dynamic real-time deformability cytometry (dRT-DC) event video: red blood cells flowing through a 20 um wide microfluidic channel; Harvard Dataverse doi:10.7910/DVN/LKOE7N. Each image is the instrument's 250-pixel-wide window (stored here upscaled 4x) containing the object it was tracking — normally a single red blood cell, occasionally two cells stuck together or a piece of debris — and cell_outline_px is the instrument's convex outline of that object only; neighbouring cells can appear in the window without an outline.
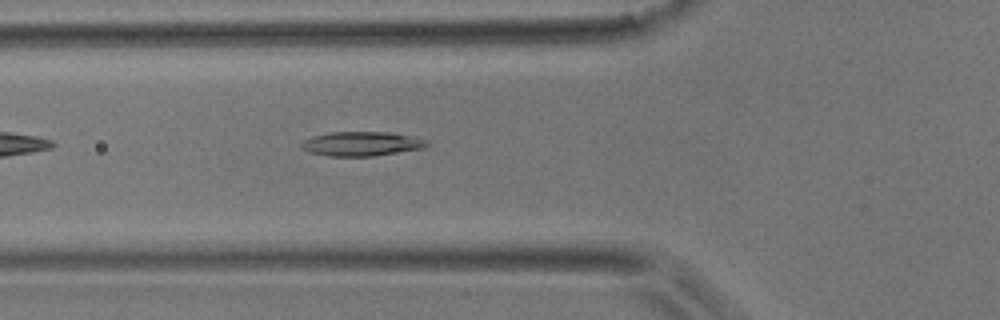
{"species": "common noctule bat (a hibernating species)", "species_latin": "Nyctalus noctula", "temperature_condition": "room temperature", "stored_images_in_passage": 28, "camera_frame_rate_fps": 3000, "um_per_image_px": 0.085, "animal": {"sex": "male", "body_mass_g": 17.9}, "frame": {"image": 1, "passage_image": 3, "time_ms": 0.667, "image_size_px": [1000, 320], "cell_outline_px": [[428, 144], [424, 148], [372, 156], [328, 156], [312, 152], [300, 148], [300, 144], [304, 140], [312, 136], [332, 132], [388, 132], [412, 136], [428, 140]], "centroid_in_image_um": [30.73, 12.22], "position_along_channel_um": 95.1, "area_um2": 17.69}}
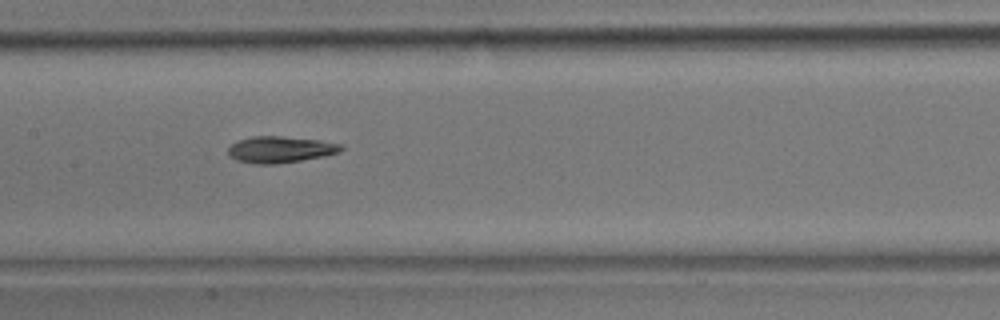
{"frame": {"image": 2, "passage_image": 9, "time_ms": 2.667, "image_size_px": [1000, 320], "cell_outline_px": [[344, 148], [340, 152], [324, 156], [276, 164], [256, 164], [236, 160], [228, 156], [228, 148], [236, 140], [252, 136], [280, 136], [320, 140], [344, 144]], "centroid_in_image_um": [23.82, 12.7], "position_along_channel_um": 183.6, "area_um2": 17.57}}
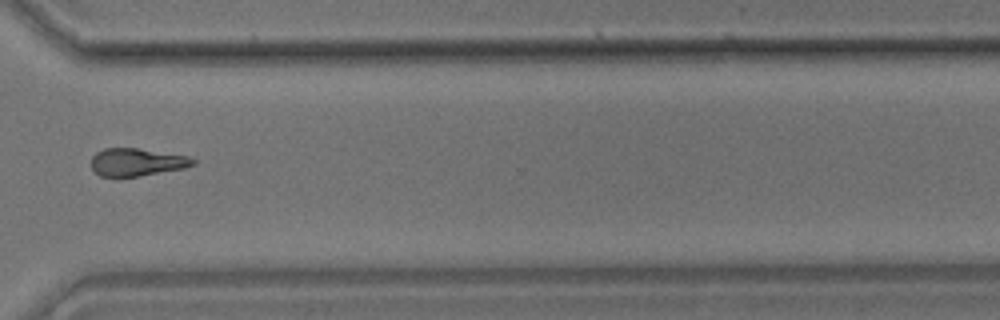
{"frame": {"image": 3, "passage_image": 21, "time_ms": 6.667, "image_size_px": [1000, 320], "cell_outline_px": [[196, 164], [184, 168], [120, 180], [116, 180], [100, 176], [92, 172], [92, 156], [96, 152], [104, 148], [136, 148], [188, 156], [196, 160]], "centroid_in_image_um": [11.56, 13.83], "position_along_channel_um": 359.0, "area_um2": 17.11}}